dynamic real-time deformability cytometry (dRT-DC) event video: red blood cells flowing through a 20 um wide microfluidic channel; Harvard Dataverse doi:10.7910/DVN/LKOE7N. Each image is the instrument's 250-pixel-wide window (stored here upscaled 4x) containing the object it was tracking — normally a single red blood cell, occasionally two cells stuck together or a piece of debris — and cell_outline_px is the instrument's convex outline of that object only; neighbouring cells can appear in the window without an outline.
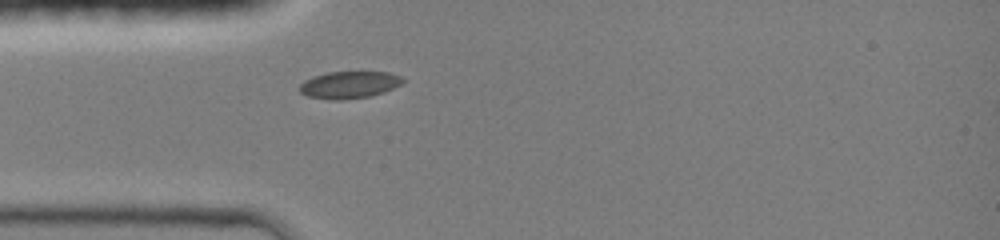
{"species": "common noctule bat (a hibernating species)", "species_latin": "Nyctalus noctula", "temperature_condition": "room temperature", "stored_images_in_passage": 1, "camera_frame_rate_fps": 3000, "um_per_image_px": 0.085, "animal": {"sex": "female", "body_mass_g": 19.0, "forearm_length_mm": 51.5}, "frame": {"image": 1, "passage_image": 1, "time_ms": 0.0, "image_size_px": [1000, 240], "cell_outline_px": [[404, 80], [400, 84], [384, 92], [368, 96], [340, 100], [332, 100], [308, 96], [300, 92], [300, 84], [304, 80], [312, 76], [328, 72], [388, 72], [400, 76]], "centroid_in_image_um": [29.65, 7.2], "position_along_channel_um": 55.4, "area_um2": 16.13}}